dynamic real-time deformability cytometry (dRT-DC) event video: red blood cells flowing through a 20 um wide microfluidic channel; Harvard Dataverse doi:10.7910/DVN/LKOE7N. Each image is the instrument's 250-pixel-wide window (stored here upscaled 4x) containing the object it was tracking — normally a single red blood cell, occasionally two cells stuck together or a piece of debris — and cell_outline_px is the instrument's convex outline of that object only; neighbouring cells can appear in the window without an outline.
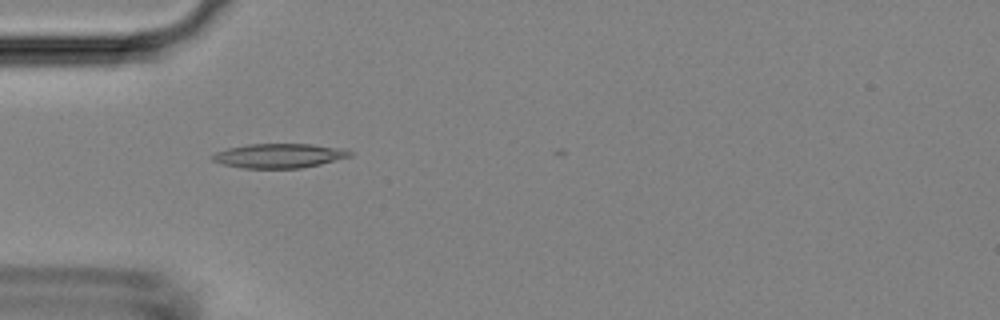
{"species": "Egyptian fruit bat (a non-hibernating species)", "species_latin": "Rousettus aegyptiacus", "temperature_condition": "room temperature", "stored_images_in_passage": 5, "camera_frame_rate_fps": 3000, "um_per_image_px": 0.085, "animal": {"sex": "female"}, "frame": {"image": 1, "passage_image": 4, "time_ms": 4.333, "image_size_px": [1000, 320], "cell_outline_px": [[352, 156], [320, 164], [300, 168], [240, 168], [220, 164], [212, 160], [212, 156], [216, 152], [228, 148], [248, 144], [312, 144], [344, 148], [352, 152]], "centroid_in_image_um": [23.72, 13.24], "position_along_channel_um": 61.3, "area_um2": 19.59}}